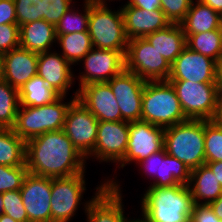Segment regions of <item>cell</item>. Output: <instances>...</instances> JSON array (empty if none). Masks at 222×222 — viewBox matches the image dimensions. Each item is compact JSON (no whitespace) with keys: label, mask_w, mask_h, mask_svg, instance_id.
I'll return each instance as SVG.
<instances>
[{"label":"cell","mask_w":222,"mask_h":222,"mask_svg":"<svg viewBox=\"0 0 222 222\" xmlns=\"http://www.w3.org/2000/svg\"><path fill=\"white\" fill-rule=\"evenodd\" d=\"M56 43L62 48L61 55L71 64L82 62L81 60L93 48L89 32H75L65 35H56Z\"/></svg>","instance_id":"cell-30"},{"label":"cell","mask_w":222,"mask_h":222,"mask_svg":"<svg viewBox=\"0 0 222 222\" xmlns=\"http://www.w3.org/2000/svg\"><path fill=\"white\" fill-rule=\"evenodd\" d=\"M27 174L28 169L26 166L0 165V194L19 190Z\"/></svg>","instance_id":"cell-34"},{"label":"cell","mask_w":222,"mask_h":222,"mask_svg":"<svg viewBox=\"0 0 222 222\" xmlns=\"http://www.w3.org/2000/svg\"><path fill=\"white\" fill-rule=\"evenodd\" d=\"M205 120H191L164 130L166 153L183 162L190 170L205 164Z\"/></svg>","instance_id":"cell-4"},{"label":"cell","mask_w":222,"mask_h":222,"mask_svg":"<svg viewBox=\"0 0 222 222\" xmlns=\"http://www.w3.org/2000/svg\"><path fill=\"white\" fill-rule=\"evenodd\" d=\"M202 4L209 6L222 16V0H199Z\"/></svg>","instance_id":"cell-45"},{"label":"cell","mask_w":222,"mask_h":222,"mask_svg":"<svg viewBox=\"0 0 222 222\" xmlns=\"http://www.w3.org/2000/svg\"><path fill=\"white\" fill-rule=\"evenodd\" d=\"M73 3L72 7L63 15L59 22L55 26L56 35H65L68 33L75 32H87L88 21L90 16V1L84 0V11L80 13L78 10L75 11Z\"/></svg>","instance_id":"cell-32"},{"label":"cell","mask_w":222,"mask_h":222,"mask_svg":"<svg viewBox=\"0 0 222 222\" xmlns=\"http://www.w3.org/2000/svg\"><path fill=\"white\" fill-rule=\"evenodd\" d=\"M77 95L74 94L68 103L63 100L67 96H60L55 101L40 107L19 105L13 127L15 134L27 142L43 133L62 130L68 108L77 99Z\"/></svg>","instance_id":"cell-5"},{"label":"cell","mask_w":222,"mask_h":222,"mask_svg":"<svg viewBox=\"0 0 222 222\" xmlns=\"http://www.w3.org/2000/svg\"><path fill=\"white\" fill-rule=\"evenodd\" d=\"M175 88L182 111L187 119L214 120L219 98L216 83L168 81Z\"/></svg>","instance_id":"cell-7"},{"label":"cell","mask_w":222,"mask_h":222,"mask_svg":"<svg viewBox=\"0 0 222 222\" xmlns=\"http://www.w3.org/2000/svg\"><path fill=\"white\" fill-rule=\"evenodd\" d=\"M88 32L95 48L127 51L129 39L126 36L121 8L112 11L108 4L90 1Z\"/></svg>","instance_id":"cell-6"},{"label":"cell","mask_w":222,"mask_h":222,"mask_svg":"<svg viewBox=\"0 0 222 222\" xmlns=\"http://www.w3.org/2000/svg\"><path fill=\"white\" fill-rule=\"evenodd\" d=\"M19 105L18 89L0 77V129H13Z\"/></svg>","instance_id":"cell-31"},{"label":"cell","mask_w":222,"mask_h":222,"mask_svg":"<svg viewBox=\"0 0 222 222\" xmlns=\"http://www.w3.org/2000/svg\"><path fill=\"white\" fill-rule=\"evenodd\" d=\"M141 215H142V218L140 219V218H136V220L135 219H131L129 222H151L148 218H146L142 213H141Z\"/></svg>","instance_id":"cell-49"},{"label":"cell","mask_w":222,"mask_h":222,"mask_svg":"<svg viewBox=\"0 0 222 222\" xmlns=\"http://www.w3.org/2000/svg\"><path fill=\"white\" fill-rule=\"evenodd\" d=\"M195 1L192 2L185 19L180 23L184 34H196L220 29L222 16L199 0Z\"/></svg>","instance_id":"cell-26"},{"label":"cell","mask_w":222,"mask_h":222,"mask_svg":"<svg viewBox=\"0 0 222 222\" xmlns=\"http://www.w3.org/2000/svg\"><path fill=\"white\" fill-rule=\"evenodd\" d=\"M194 0H160L161 10L170 23L180 24L186 17Z\"/></svg>","instance_id":"cell-37"},{"label":"cell","mask_w":222,"mask_h":222,"mask_svg":"<svg viewBox=\"0 0 222 222\" xmlns=\"http://www.w3.org/2000/svg\"><path fill=\"white\" fill-rule=\"evenodd\" d=\"M188 120L175 88L168 81H146L142 94L141 121L168 128Z\"/></svg>","instance_id":"cell-3"},{"label":"cell","mask_w":222,"mask_h":222,"mask_svg":"<svg viewBox=\"0 0 222 222\" xmlns=\"http://www.w3.org/2000/svg\"><path fill=\"white\" fill-rule=\"evenodd\" d=\"M2 56L3 54L0 53V77H1V72H2Z\"/></svg>","instance_id":"cell-51"},{"label":"cell","mask_w":222,"mask_h":222,"mask_svg":"<svg viewBox=\"0 0 222 222\" xmlns=\"http://www.w3.org/2000/svg\"><path fill=\"white\" fill-rule=\"evenodd\" d=\"M216 85L219 101H222V61L217 66Z\"/></svg>","instance_id":"cell-46"},{"label":"cell","mask_w":222,"mask_h":222,"mask_svg":"<svg viewBox=\"0 0 222 222\" xmlns=\"http://www.w3.org/2000/svg\"><path fill=\"white\" fill-rule=\"evenodd\" d=\"M190 222H222L216 217L209 205L194 204L190 216Z\"/></svg>","instance_id":"cell-40"},{"label":"cell","mask_w":222,"mask_h":222,"mask_svg":"<svg viewBox=\"0 0 222 222\" xmlns=\"http://www.w3.org/2000/svg\"><path fill=\"white\" fill-rule=\"evenodd\" d=\"M126 51L105 50L93 47L82 59L84 70L78 76L79 88L90 83L108 82L125 69Z\"/></svg>","instance_id":"cell-13"},{"label":"cell","mask_w":222,"mask_h":222,"mask_svg":"<svg viewBox=\"0 0 222 222\" xmlns=\"http://www.w3.org/2000/svg\"><path fill=\"white\" fill-rule=\"evenodd\" d=\"M123 6H134L149 11L161 8L160 0H128Z\"/></svg>","instance_id":"cell-42"},{"label":"cell","mask_w":222,"mask_h":222,"mask_svg":"<svg viewBox=\"0 0 222 222\" xmlns=\"http://www.w3.org/2000/svg\"><path fill=\"white\" fill-rule=\"evenodd\" d=\"M17 24L14 0H0V25Z\"/></svg>","instance_id":"cell-41"},{"label":"cell","mask_w":222,"mask_h":222,"mask_svg":"<svg viewBox=\"0 0 222 222\" xmlns=\"http://www.w3.org/2000/svg\"><path fill=\"white\" fill-rule=\"evenodd\" d=\"M164 128L145 121L129 122V138L124 158L117 164L123 168L136 164L164 148ZM120 165V166H119Z\"/></svg>","instance_id":"cell-11"},{"label":"cell","mask_w":222,"mask_h":222,"mask_svg":"<svg viewBox=\"0 0 222 222\" xmlns=\"http://www.w3.org/2000/svg\"><path fill=\"white\" fill-rule=\"evenodd\" d=\"M3 206H2V196L0 194V215L2 214Z\"/></svg>","instance_id":"cell-52"},{"label":"cell","mask_w":222,"mask_h":222,"mask_svg":"<svg viewBox=\"0 0 222 222\" xmlns=\"http://www.w3.org/2000/svg\"><path fill=\"white\" fill-rule=\"evenodd\" d=\"M129 138L128 121H99L94 151L88 156L99 162H113L116 165L126 154Z\"/></svg>","instance_id":"cell-14"},{"label":"cell","mask_w":222,"mask_h":222,"mask_svg":"<svg viewBox=\"0 0 222 222\" xmlns=\"http://www.w3.org/2000/svg\"><path fill=\"white\" fill-rule=\"evenodd\" d=\"M98 123V119L77 99L68 108L63 130L86 159L94 151Z\"/></svg>","instance_id":"cell-12"},{"label":"cell","mask_w":222,"mask_h":222,"mask_svg":"<svg viewBox=\"0 0 222 222\" xmlns=\"http://www.w3.org/2000/svg\"><path fill=\"white\" fill-rule=\"evenodd\" d=\"M121 111V121H140L145 80L124 69L107 82Z\"/></svg>","instance_id":"cell-16"},{"label":"cell","mask_w":222,"mask_h":222,"mask_svg":"<svg viewBox=\"0 0 222 222\" xmlns=\"http://www.w3.org/2000/svg\"><path fill=\"white\" fill-rule=\"evenodd\" d=\"M120 8L126 36L129 40L145 38L147 35L171 24L161 9L149 11L134 6H122Z\"/></svg>","instance_id":"cell-22"},{"label":"cell","mask_w":222,"mask_h":222,"mask_svg":"<svg viewBox=\"0 0 222 222\" xmlns=\"http://www.w3.org/2000/svg\"><path fill=\"white\" fill-rule=\"evenodd\" d=\"M20 106L40 107L47 105L61 95L49 87L42 77L36 75L27 81L19 90Z\"/></svg>","instance_id":"cell-27"},{"label":"cell","mask_w":222,"mask_h":222,"mask_svg":"<svg viewBox=\"0 0 222 222\" xmlns=\"http://www.w3.org/2000/svg\"><path fill=\"white\" fill-rule=\"evenodd\" d=\"M86 158L64 130L50 131L26 142L28 173L48 178H65L85 172Z\"/></svg>","instance_id":"cell-1"},{"label":"cell","mask_w":222,"mask_h":222,"mask_svg":"<svg viewBox=\"0 0 222 222\" xmlns=\"http://www.w3.org/2000/svg\"><path fill=\"white\" fill-rule=\"evenodd\" d=\"M17 25L42 19L41 0H14Z\"/></svg>","instance_id":"cell-36"},{"label":"cell","mask_w":222,"mask_h":222,"mask_svg":"<svg viewBox=\"0 0 222 222\" xmlns=\"http://www.w3.org/2000/svg\"><path fill=\"white\" fill-rule=\"evenodd\" d=\"M222 186V161L205 162Z\"/></svg>","instance_id":"cell-43"},{"label":"cell","mask_w":222,"mask_h":222,"mask_svg":"<svg viewBox=\"0 0 222 222\" xmlns=\"http://www.w3.org/2000/svg\"><path fill=\"white\" fill-rule=\"evenodd\" d=\"M19 26L17 24L0 25V53H6L19 47Z\"/></svg>","instance_id":"cell-39"},{"label":"cell","mask_w":222,"mask_h":222,"mask_svg":"<svg viewBox=\"0 0 222 222\" xmlns=\"http://www.w3.org/2000/svg\"><path fill=\"white\" fill-rule=\"evenodd\" d=\"M218 63L186 47L171 64V73L167 81H192L216 83Z\"/></svg>","instance_id":"cell-18"},{"label":"cell","mask_w":222,"mask_h":222,"mask_svg":"<svg viewBox=\"0 0 222 222\" xmlns=\"http://www.w3.org/2000/svg\"><path fill=\"white\" fill-rule=\"evenodd\" d=\"M143 195L140 209L151 222H190L194 202L188 185L149 186Z\"/></svg>","instance_id":"cell-2"},{"label":"cell","mask_w":222,"mask_h":222,"mask_svg":"<svg viewBox=\"0 0 222 222\" xmlns=\"http://www.w3.org/2000/svg\"><path fill=\"white\" fill-rule=\"evenodd\" d=\"M42 1V19L48 23L56 24L63 15L73 7V0H41Z\"/></svg>","instance_id":"cell-38"},{"label":"cell","mask_w":222,"mask_h":222,"mask_svg":"<svg viewBox=\"0 0 222 222\" xmlns=\"http://www.w3.org/2000/svg\"><path fill=\"white\" fill-rule=\"evenodd\" d=\"M85 172L71 177L52 178L51 222H69L76 215L86 189Z\"/></svg>","instance_id":"cell-10"},{"label":"cell","mask_w":222,"mask_h":222,"mask_svg":"<svg viewBox=\"0 0 222 222\" xmlns=\"http://www.w3.org/2000/svg\"><path fill=\"white\" fill-rule=\"evenodd\" d=\"M26 142L13 129H0V165L26 166Z\"/></svg>","instance_id":"cell-29"},{"label":"cell","mask_w":222,"mask_h":222,"mask_svg":"<svg viewBox=\"0 0 222 222\" xmlns=\"http://www.w3.org/2000/svg\"><path fill=\"white\" fill-rule=\"evenodd\" d=\"M38 55L39 53L21 47L3 53L1 77L19 90L37 75Z\"/></svg>","instance_id":"cell-21"},{"label":"cell","mask_w":222,"mask_h":222,"mask_svg":"<svg viewBox=\"0 0 222 222\" xmlns=\"http://www.w3.org/2000/svg\"><path fill=\"white\" fill-rule=\"evenodd\" d=\"M37 75L61 96H66L76 77L71 64L60 53L51 50L38 55Z\"/></svg>","instance_id":"cell-20"},{"label":"cell","mask_w":222,"mask_h":222,"mask_svg":"<svg viewBox=\"0 0 222 222\" xmlns=\"http://www.w3.org/2000/svg\"><path fill=\"white\" fill-rule=\"evenodd\" d=\"M125 69L145 81H167L171 73V64L146 38H135L128 41Z\"/></svg>","instance_id":"cell-8"},{"label":"cell","mask_w":222,"mask_h":222,"mask_svg":"<svg viewBox=\"0 0 222 222\" xmlns=\"http://www.w3.org/2000/svg\"><path fill=\"white\" fill-rule=\"evenodd\" d=\"M19 32V47L36 53L50 51L57 39L55 26L43 19L19 26Z\"/></svg>","instance_id":"cell-23"},{"label":"cell","mask_w":222,"mask_h":222,"mask_svg":"<svg viewBox=\"0 0 222 222\" xmlns=\"http://www.w3.org/2000/svg\"><path fill=\"white\" fill-rule=\"evenodd\" d=\"M88 1H91V2L96 3V4H107L106 1L110 2V0H88Z\"/></svg>","instance_id":"cell-50"},{"label":"cell","mask_w":222,"mask_h":222,"mask_svg":"<svg viewBox=\"0 0 222 222\" xmlns=\"http://www.w3.org/2000/svg\"><path fill=\"white\" fill-rule=\"evenodd\" d=\"M52 178L28 173L19 189L28 222H51Z\"/></svg>","instance_id":"cell-17"},{"label":"cell","mask_w":222,"mask_h":222,"mask_svg":"<svg viewBox=\"0 0 222 222\" xmlns=\"http://www.w3.org/2000/svg\"><path fill=\"white\" fill-rule=\"evenodd\" d=\"M140 169L154 177L150 186L172 187L189 185L191 170L180 160L166 153L165 148L137 163ZM153 176H152V175Z\"/></svg>","instance_id":"cell-15"},{"label":"cell","mask_w":222,"mask_h":222,"mask_svg":"<svg viewBox=\"0 0 222 222\" xmlns=\"http://www.w3.org/2000/svg\"><path fill=\"white\" fill-rule=\"evenodd\" d=\"M214 214L222 221V194L213 202L209 204Z\"/></svg>","instance_id":"cell-44"},{"label":"cell","mask_w":222,"mask_h":222,"mask_svg":"<svg viewBox=\"0 0 222 222\" xmlns=\"http://www.w3.org/2000/svg\"><path fill=\"white\" fill-rule=\"evenodd\" d=\"M186 46L197 53H201L215 60L218 64L222 61V27L217 30L185 34Z\"/></svg>","instance_id":"cell-28"},{"label":"cell","mask_w":222,"mask_h":222,"mask_svg":"<svg viewBox=\"0 0 222 222\" xmlns=\"http://www.w3.org/2000/svg\"><path fill=\"white\" fill-rule=\"evenodd\" d=\"M188 186L196 205H209L222 194V186L206 164L191 170Z\"/></svg>","instance_id":"cell-25"},{"label":"cell","mask_w":222,"mask_h":222,"mask_svg":"<svg viewBox=\"0 0 222 222\" xmlns=\"http://www.w3.org/2000/svg\"><path fill=\"white\" fill-rule=\"evenodd\" d=\"M110 179L96 187L95 195L83 204L87 222L130 221L124 215L120 183L113 178Z\"/></svg>","instance_id":"cell-9"},{"label":"cell","mask_w":222,"mask_h":222,"mask_svg":"<svg viewBox=\"0 0 222 222\" xmlns=\"http://www.w3.org/2000/svg\"><path fill=\"white\" fill-rule=\"evenodd\" d=\"M145 38L170 64L187 47L183 28L177 23H171L166 28L151 33Z\"/></svg>","instance_id":"cell-24"},{"label":"cell","mask_w":222,"mask_h":222,"mask_svg":"<svg viewBox=\"0 0 222 222\" xmlns=\"http://www.w3.org/2000/svg\"><path fill=\"white\" fill-rule=\"evenodd\" d=\"M205 162L222 161V127L214 120H205Z\"/></svg>","instance_id":"cell-33"},{"label":"cell","mask_w":222,"mask_h":222,"mask_svg":"<svg viewBox=\"0 0 222 222\" xmlns=\"http://www.w3.org/2000/svg\"><path fill=\"white\" fill-rule=\"evenodd\" d=\"M214 121H216L222 127V101H219V106L217 108Z\"/></svg>","instance_id":"cell-47"},{"label":"cell","mask_w":222,"mask_h":222,"mask_svg":"<svg viewBox=\"0 0 222 222\" xmlns=\"http://www.w3.org/2000/svg\"><path fill=\"white\" fill-rule=\"evenodd\" d=\"M77 100L98 121H121V111L112 88L107 82L90 83L78 90Z\"/></svg>","instance_id":"cell-19"},{"label":"cell","mask_w":222,"mask_h":222,"mask_svg":"<svg viewBox=\"0 0 222 222\" xmlns=\"http://www.w3.org/2000/svg\"><path fill=\"white\" fill-rule=\"evenodd\" d=\"M2 196V213L10 216L17 222H28L26 209L24 208L20 190L7 191Z\"/></svg>","instance_id":"cell-35"},{"label":"cell","mask_w":222,"mask_h":222,"mask_svg":"<svg viewBox=\"0 0 222 222\" xmlns=\"http://www.w3.org/2000/svg\"><path fill=\"white\" fill-rule=\"evenodd\" d=\"M0 222H17V221L12 219L10 216H7V215L2 213L0 215Z\"/></svg>","instance_id":"cell-48"}]
</instances>
